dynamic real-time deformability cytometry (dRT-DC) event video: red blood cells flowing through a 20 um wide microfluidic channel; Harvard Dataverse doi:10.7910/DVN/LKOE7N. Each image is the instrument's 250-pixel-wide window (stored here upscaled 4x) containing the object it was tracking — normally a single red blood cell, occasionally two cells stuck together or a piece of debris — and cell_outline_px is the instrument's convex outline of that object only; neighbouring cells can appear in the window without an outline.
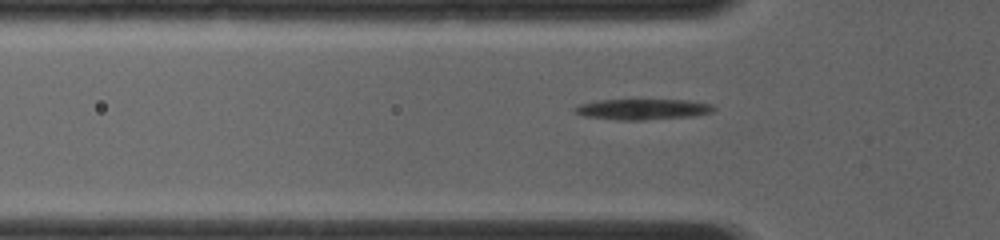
{"species": "common noctule bat (a hibernating species)", "species_latin": "Nyctalus noctula", "temperature_condition": "room temperature", "stored_images_in_passage": 12, "camera_frame_rate_fps": 4000, "um_per_image_px": 0.085, "animal": {"sex": "female", "body_mass_g": 19.0, "forearm_length_mm": 56.7}, "frame": {"image": 1, "passage_image": 5, "time_ms": 1.25, "image_size_px": [1000, 240], "cell_outline_px": [[716, 108], [712, 112], [696, 116], [644, 120], [620, 120], [584, 116], [576, 112], [572, 108], [580, 104], [600, 100], [688, 100], [712, 104]], "centroid_in_image_um": [54.67, 9.29], "position_along_channel_um": 71.1, "area_um2": 16.76}}
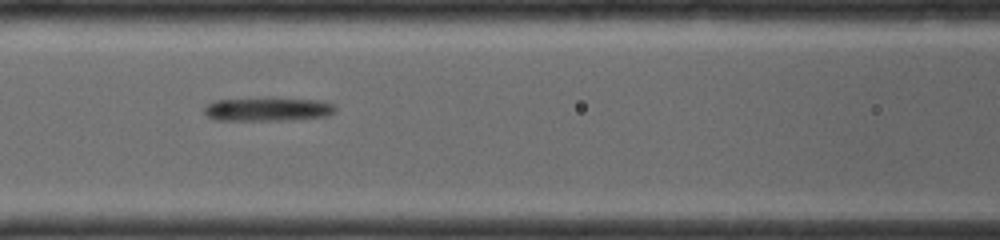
{"frame": {"image": 2, "passage_image": 10, "time_ms": 3.0, "image_size_px": [1000, 240], "cell_outline_px": [[336, 108], [332, 112], [324, 116], [284, 120], [216, 120], [208, 116], [204, 112], [204, 108], [208, 104], [216, 100], [264, 96], [316, 100], [332, 104]], "centroid_in_image_um": [22.68, 9.25], "position_along_channel_um": 143.9, "area_um2": 18.32}}
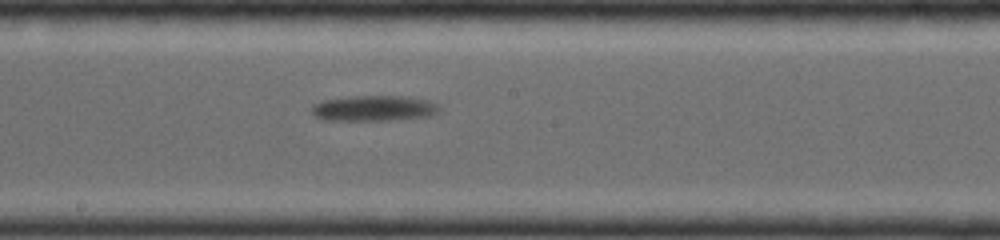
{"frame": {"image": 3, "passage_image": 12, "time_ms": 4.75, "image_size_px": [1000, 240], "cell_outline_px": [[440, 112], [428, 116], [388, 120], [324, 120], [316, 116], [312, 112], [312, 104], [324, 100], [352, 96], [412, 96], [428, 100], [436, 104], [440, 108]], "centroid_in_image_um": [31.8, 9.19], "position_along_channel_um": 216.4, "area_um2": 19.02}}